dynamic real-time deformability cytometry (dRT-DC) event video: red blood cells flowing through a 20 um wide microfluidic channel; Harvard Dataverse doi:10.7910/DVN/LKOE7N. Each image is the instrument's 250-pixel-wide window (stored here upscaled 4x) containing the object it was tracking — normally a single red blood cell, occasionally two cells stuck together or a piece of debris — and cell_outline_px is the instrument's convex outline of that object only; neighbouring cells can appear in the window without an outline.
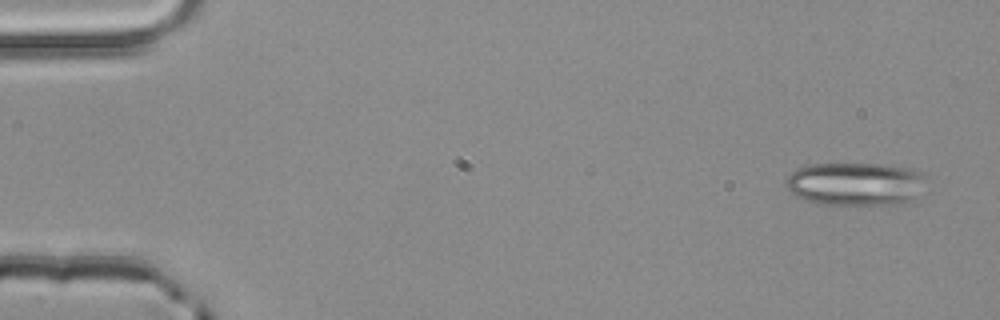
{"species": "common noctule bat (a hibernating species)", "species_latin": "Nyctalus noctula", "temperature_condition": "room temperature", "stored_images_in_passage": 3, "camera_frame_rate_fps": 3000, "um_per_image_px": 0.085, "animal": {"sex": "male", "body_mass_g": 20.4}, "frame": {"image": 1, "passage_image": 3, "time_ms": 0.667, "image_size_px": [1000, 320], "cell_outline_px": [[928, 176], [924, 196], [904, 204], [820, 204], [796, 196], [784, 184], [784, 180], [796, 168], [808, 164], [880, 164], [912, 168], [924, 172]], "centroid_in_image_um": [72.85, 15.63], "position_along_channel_um": 12.1, "area_um2": 36.3}}